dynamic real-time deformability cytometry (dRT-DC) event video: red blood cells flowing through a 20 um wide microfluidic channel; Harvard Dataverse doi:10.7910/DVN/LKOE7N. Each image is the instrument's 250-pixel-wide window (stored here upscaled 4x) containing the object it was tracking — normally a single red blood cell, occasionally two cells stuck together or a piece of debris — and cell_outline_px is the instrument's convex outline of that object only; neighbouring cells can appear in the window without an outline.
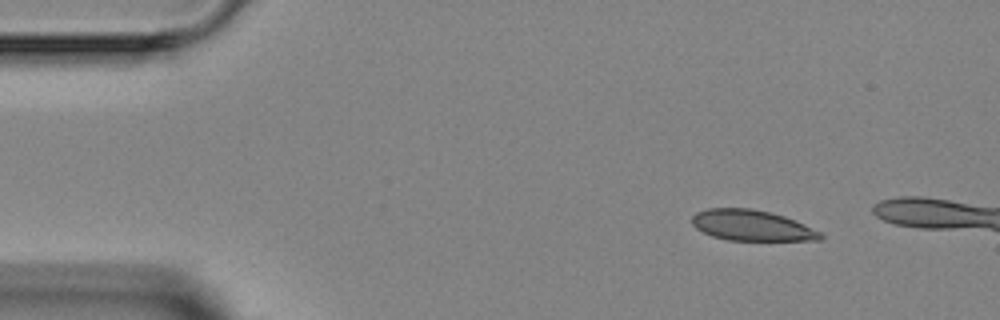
{"species": "Egyptian fruit bat (a non-hibernating species)", "species_latin": "Rousettus aegyptiacus", "temperature_condition": "room temperature", "stored_images_in_passage": 4, "camera_frame_rate_fps": 3000, "um_per_image_px": 0.085, "animal": {"sex": "female"}, "frame": {"image": 1, "passage_image": 1, "time_ms": 0.0, "image_size_px": [1000, 320], "cell_outline_px": [[824, 236], [820, 240], [728, 240], [712, 236], [696, 228], [692, 224], [692, 216], [696, 212], [708, 208], [752, 208], [784, 216], [796, 220], [820, 232]], "centroid_in_image_um": [63.89, 19.16], "position_along_channel_um": 21.1, "area_um2": 22.89}}